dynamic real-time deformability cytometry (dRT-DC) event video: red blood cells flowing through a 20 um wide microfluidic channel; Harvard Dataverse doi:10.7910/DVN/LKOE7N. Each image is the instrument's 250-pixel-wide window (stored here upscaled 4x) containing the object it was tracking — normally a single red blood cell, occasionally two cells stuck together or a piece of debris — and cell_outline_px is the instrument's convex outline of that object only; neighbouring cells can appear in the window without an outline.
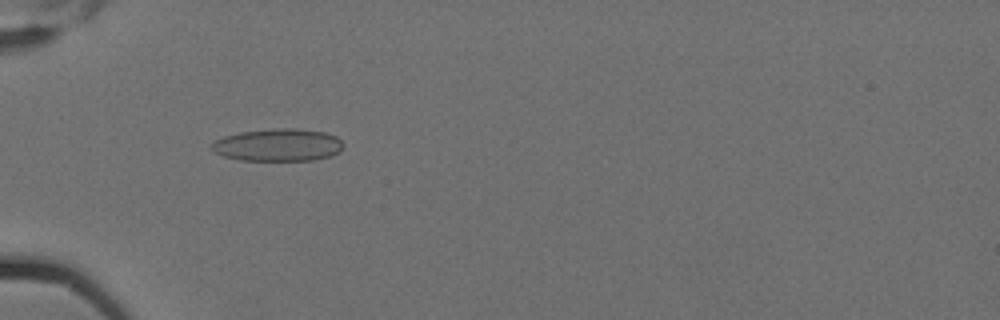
{"species": "Egyptian fruit bat (a non-hibernating species)", "species_latin": "Rousettus aegyptiacus", "temperature_condition": "cold", "stored_images_in_passage": 4, "camera_frame_rate_fps": 3000, "um_per_image_px": 0.085, "animal": {"sex": "female"}, "frame": {"image": 1, "passage_image": 3, "time_ms": 0.667, "image_size_px": [1000, 320], "cell_outline_px": [[344, 144], [340, 152], [332, 156], [312, 160], [240, 160], [224, 156], [216, 152], [212, 148], [212, 144], [216, 140], [224, 136], [240, 132], [272, 128], [296, 128], [324, 132], [336, 136]], "centroid_in_image_um": [23.67, 12.31], "position_along_channel_um": 61.3, "area_um2": 24.91}}